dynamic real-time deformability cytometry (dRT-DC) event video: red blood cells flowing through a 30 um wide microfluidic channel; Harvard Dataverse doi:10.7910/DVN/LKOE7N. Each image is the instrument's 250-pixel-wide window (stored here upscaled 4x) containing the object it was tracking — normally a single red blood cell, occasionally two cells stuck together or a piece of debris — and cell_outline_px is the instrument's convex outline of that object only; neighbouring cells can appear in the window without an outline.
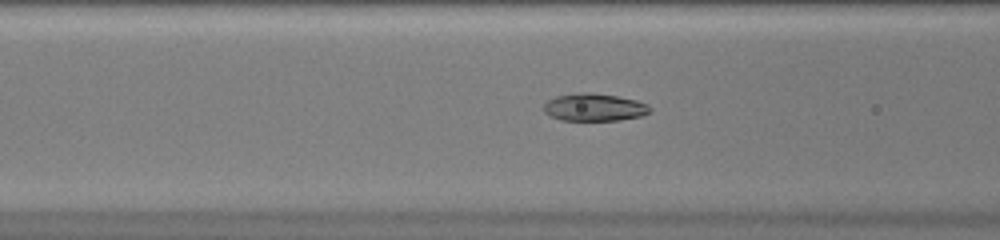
{"species": "common noctule bat (a hibernating species)", "species_latin": "Nyctalus noctula", "temperature_condition": "warm", "stored_images_in_passage": 51, "camera_frame_rate_fps": 3000, "um_per_image_px": 0.085, "animal": {"sex": "female", "body_mass_g": 20.0, "forearm_length_mm": 54.0}, "frame": {"image": 1, "passage_image": 21, "time_ms": 6.667, "image_size_px": [1000, 240], "cell_outline_px": [[652, 108], [648, 112], [640, 116], [620, 120], [560, 120], [544, 112], [544, 104], [548, 100], [556, 96], [576, 92], [592, 92], [616, 96], [636, 100], [648, 104]], "centroid_in_image_um": [50.5, 9.11], "position_along_channel_um": 116.1, "area_um2": 17.05}}
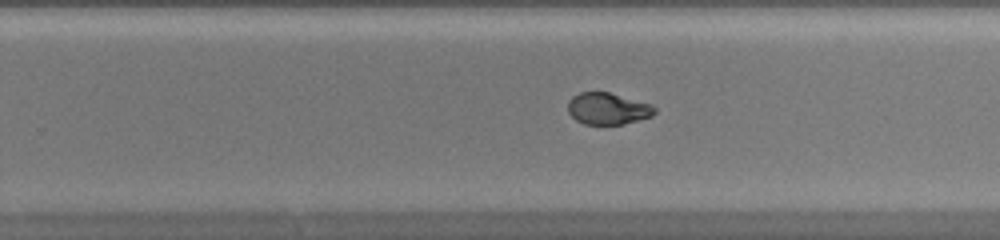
{"frame": {"image": 2, "passage_image": 33, "time_ms": 10.667, "image_size_px": [1000, 240], "cell_outline_px": [[656, 112], [652, 116], [624, 124], [584, 124], [576, 120], [568, 112], [568, 100], [572, 96], [580, 92], [608, 92], [652, 104], [656, 108]], "centroid_in_image_um": [51.66, 9.23], "position_along_channel_um": 278.1, "area_um2": 16.07}}
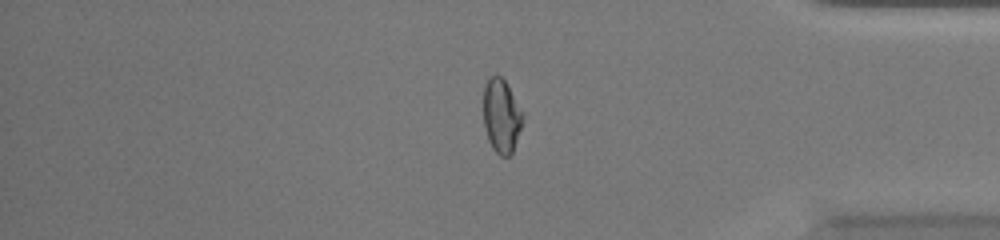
{"frame": {"image": 3, "passage_image": 43, "time_ms": 14.0, "image_size_px": [1000, 240], "cell_outline_px": [[524, 116], [512, 152], [508, 156], [500, 156], [492, 148], [488, 140], [484, 124], [484, 84], [492, 76], [500, 76], [504, 80], [524, 112]], "centroid_in_image_um": [42.62, 9.86], "position_along_channel_um": 392.6, "area_um2": 16.7}, "authors_computed_cell_mechanics": {"area_um2": 17.5712, "velocity_mm_per_s": 4.0563, "shape_relaxation_time_tau1_ms": 6.5825, "shape_relaxation_time_tau2_ms": 0.8066, "deformation_change_tau1": 0.2563, "deformation_change_tau2": 0.0439}}